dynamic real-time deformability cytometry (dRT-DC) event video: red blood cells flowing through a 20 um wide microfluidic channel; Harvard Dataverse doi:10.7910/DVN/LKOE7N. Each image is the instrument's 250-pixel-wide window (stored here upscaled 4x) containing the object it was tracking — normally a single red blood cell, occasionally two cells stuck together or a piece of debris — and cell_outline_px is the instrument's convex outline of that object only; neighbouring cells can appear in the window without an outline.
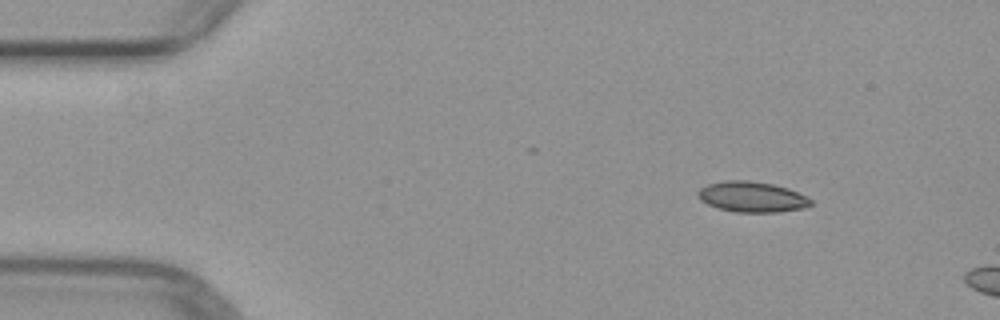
{"species": "common noctule bat (a hibernating species)", "species_latin": "Nyctalus noctula", "temperature_condition": "warm", "stored_images_in_passage": 3, "camera_frame_rate_fps": 3000, "um_per_image_px": 0.085, "animal": {"sex": "female", "body_mass_g": 29.2, "forearm_length_mm": 56.3}, "frame": {"image": 1, "passage_image": 1, "time_ms": 0.0, "image_size_px": [1000, 320], "cell_outline_px": [[812, 204], [804, 208], [776, 212], [736, 212], [716, 208], [700, 200], [696, 196], [696, 192], [700, 188], [708, 184], [724, 180], [748, 180], [772, 184], [788, 188], [812, 200]], "centroid_in_image_um": [63.86, 16.73], "position_along_channel_um": 21.1, "area_um2": 20.11}}